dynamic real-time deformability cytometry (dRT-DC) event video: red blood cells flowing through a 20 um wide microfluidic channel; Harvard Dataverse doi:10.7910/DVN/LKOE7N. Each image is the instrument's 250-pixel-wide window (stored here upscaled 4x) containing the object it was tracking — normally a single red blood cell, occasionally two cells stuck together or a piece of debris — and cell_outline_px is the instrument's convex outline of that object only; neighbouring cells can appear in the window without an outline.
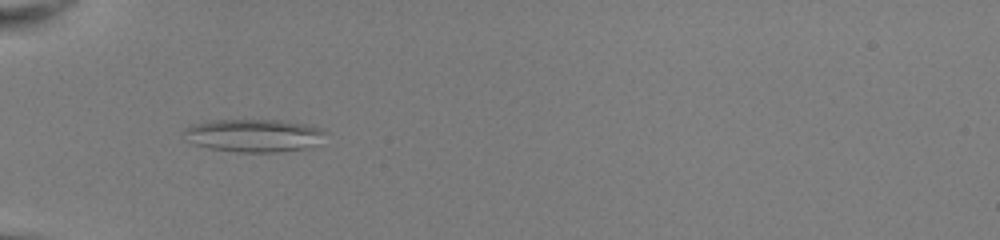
{"species": "common noctule bat (a hibernating species)", "species_latin": "Nyctalus noctula", "temperature_condition": "room temperature", "stored_images_in_passage": 23, "camera_frame_rate_fps": 3000, "um_per_image_px": 0.085, "animal": {"sex": "female", "body_mass_g": 22.0, "forearm_length_mm": 56.7}, "frame": {"image": 1, "passage_image": 4, "time_ms": 1.0, "image_size_px": [1000, 240], "cell_outline_px": [[328, 132], [308, 148], [276, 152], [240, 152], [208, 148], [196, 144], [184, 132], [184, 128], [204, 120], [288, 120], [308, 124], [324, 128]], "centroid_in_image_um": [21.63, 11.49], "position_along_channel_um": 63.4, "area_um2": 27.05}}